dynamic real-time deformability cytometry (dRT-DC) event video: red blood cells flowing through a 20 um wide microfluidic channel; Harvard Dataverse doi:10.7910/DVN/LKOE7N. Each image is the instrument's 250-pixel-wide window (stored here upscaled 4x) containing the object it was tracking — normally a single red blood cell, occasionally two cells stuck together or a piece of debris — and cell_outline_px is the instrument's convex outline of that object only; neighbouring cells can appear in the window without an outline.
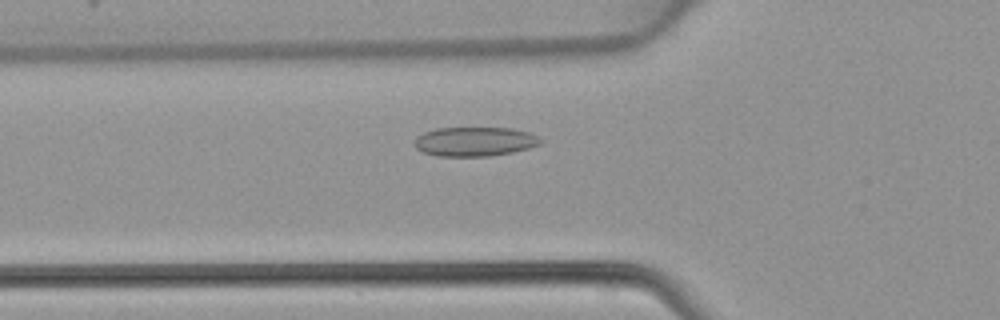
{"species": "common noctule bat (a hibernating species)", "species_latin": "Nyctalus noctula", "temperature_condition": "warm", "stored_images_in_passage": 39, "camera_frame_rate_fps": 3000, "um_per_image_px": 0.085, "animal": {"sex": "female", "body_mass_g": 22.7, "forearm_length_mm": 54.2}, "frame": {"image": 1, "passage_image": 8, "time_ms": 2.333, "image_size_px": [1000, 320], "cell_outline_px": [[544, 140], [540, 144], [528, 148], [512, 152], [492, 156], [436, 156], [424, 152], [416, 148], [416, 136], [424, 132], [436, 128], [512, 128], [528, 132]], "centroid_in_image_um": [40.36, 12.03], "position_along_channel_um": 85.4, "area_um2": 21.44}}
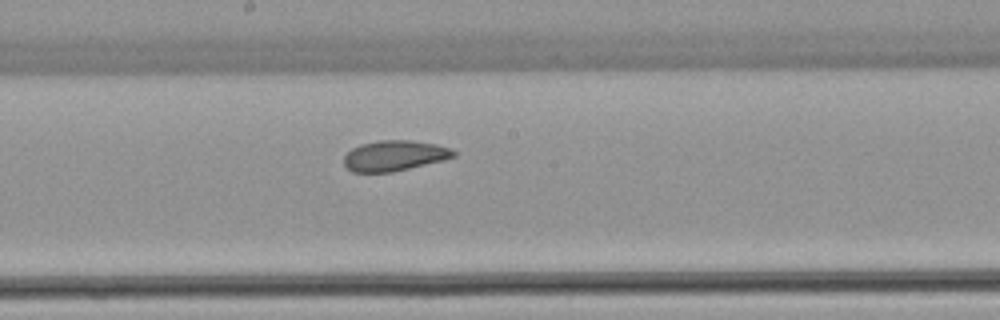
{"frame": {"image": 2, "passage_image": 17, "time_ms": 5.333, "image_size_px": [1000, 320], "cell_outline_px": [[456, 156], [444, 160], [392, 172], [352, 172], [344, 164], [344, 156], [352, 148], [360, 144], [380, 140], [412, 140], [436, 144], [452, 148], [456, 152]], "centroid_in_image_um": [33.55, 13.22], "position_along_channel_um": 214.7, "area_um2": 19.54}}
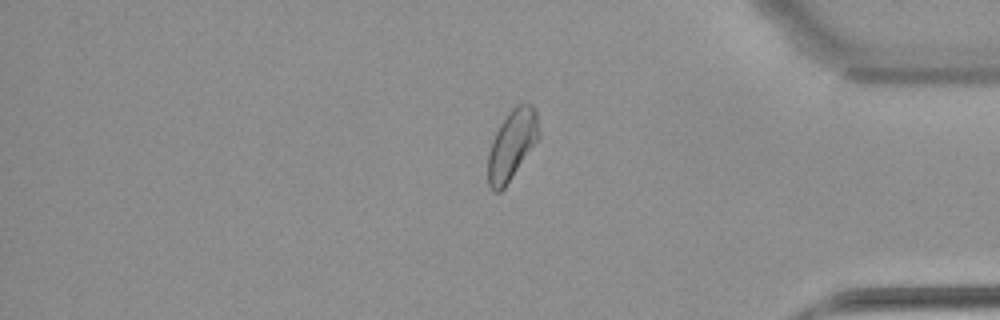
{"frame": {"image": 3, "passage_image": 31, "time_ms": 10.0, "image_size_px": [1000, 320], "cell_outline_px": [[540, 136], [504, 188], [500, 192], [492, 192], [488, 184], [488, 156], [492, 140], [500, 124], [508, 112], [516, 104], [532, 104], [536, 108], [540, 132]], "centroid_in_image_um": [43.52, 12.29], "position_along_channel_um": 391.7, "area_um2": 20.63}}